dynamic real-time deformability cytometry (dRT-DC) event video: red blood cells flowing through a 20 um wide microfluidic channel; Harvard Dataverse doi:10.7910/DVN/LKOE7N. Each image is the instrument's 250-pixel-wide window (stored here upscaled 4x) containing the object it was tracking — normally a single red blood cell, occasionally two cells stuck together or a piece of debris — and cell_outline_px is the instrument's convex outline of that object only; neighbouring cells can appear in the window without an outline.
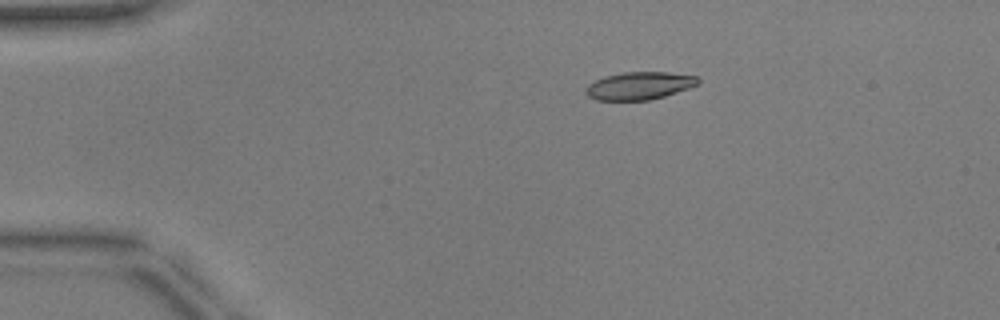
{"species": "common noctule bat (a hibernating species)", "species_latin": "Nyctalus noctula", "temperature_condition": "warm", "stored_images_in_passage": 42, "camera_frame_rate_fps": 3000, "um_per_image_px": 0.085, "animal": {"sex": "male", "body_mass_g": 17.9, "forearm_length_mm": 54.2}, "frame": {"image": 1, "passage_image": 1, "time_ms": 0.0, "image_size_px": [1000, 320], "cell_outline_px": [[700, 84], [664, 96], [648, 100], [596, 100], [588, 96], [584, 92], [588, 84], [604, 76], [624, 72], [668, 72], [696, 76], [700, 80]], "centroid_in_image_um": [54.33, 7.28], "position_along_channel_um": 30.7, "area_um2": 18.09}}
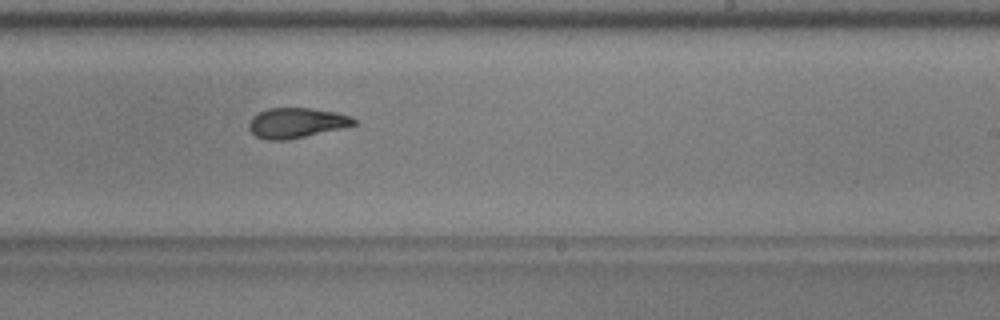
{"frame": {"image": 2, "passage_image": 23, "time_ms": 7.333, "image_size_px": [1000, 320], "cell_outline_px": [[356, 124], [340, 128], [304, 136], [284, 140], [268, 140], [256, 136], [248, 128], [248, 124], [252, 116], [268, 108], [312, 108], [336, 112], [352, 116], [356, 120]], "centroid_in_image_um": [25.18, 10.43], "position_along_channel_um": 263.8, "area_um2": 18.21}}
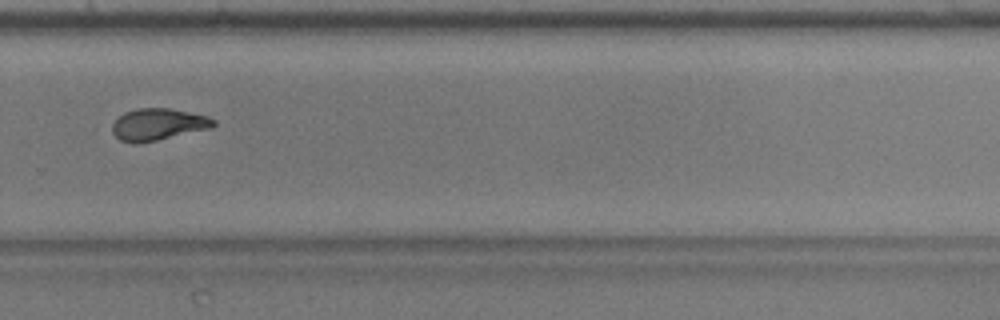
{"frame": {"image": 3, "passage_image": 27, "time_ms": 8.667, "image_size_px": [1000, 320], "cell_outline_px": [[216, 124], [212, 128], [140, 144], [132, 144], [120, 140], [112, 132], [112, 124], [124, 112], [136, 108], [172, 108], [208, 116], [216, 120]], "centroid_in_image_um": [13.45, 10.58], "position_along_channel_um": 316.4, "area_um2": 19.07}, "authors_computed_cell_mechanics": {"area_um2": 18.9873, "velocity_mm_per_s": 3.9589, "shape_relaxation_time_tau1_ms": 7.9766, "shape_relaxation_time_tau2_ms": 1.9628, "deformation_change_tau1": 0.2463, "deformation_change_tau2": 0.0853}}